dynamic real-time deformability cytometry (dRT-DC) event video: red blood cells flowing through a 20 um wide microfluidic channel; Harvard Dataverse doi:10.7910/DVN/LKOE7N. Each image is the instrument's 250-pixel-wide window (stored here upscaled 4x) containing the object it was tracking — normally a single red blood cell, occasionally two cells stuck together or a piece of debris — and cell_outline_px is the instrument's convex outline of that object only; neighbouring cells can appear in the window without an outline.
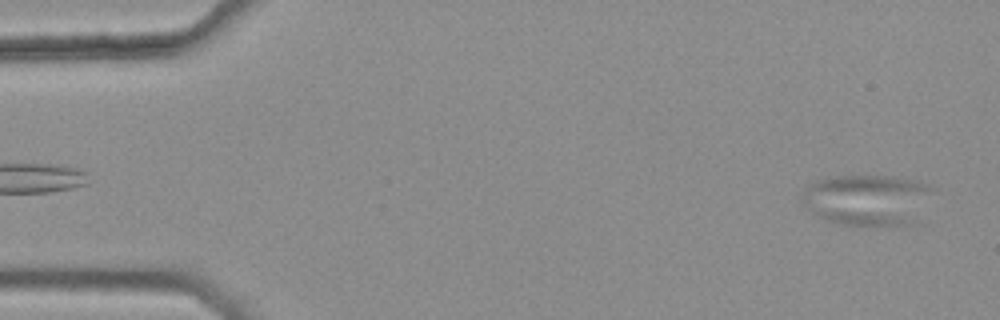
{"species": "common noctule bat (a hibernating species)", "species_latin": "Nyctalus noctula", "temperature_condition": "warm", "stored_images_in_passage": 6, "camera_frame_rate_fps": 3000, "um_per_image_px": 0.085, "animal": {"sex": "female", "body_mass_g": 25.1}, "frame": {"image": 1, "passage_image": 6, "time_ms": 1.667, "image_size_px": [1000, 320], "cell_outline_px": [[936, 188], [916, 224], [844, 224], [824, 220], [816, 216], [800, 204], [800, 196], [804, 184], [816, 180], [836, 176], [892, 176], [916, 180]], "centroid_in_image_um": [73.68, 16.96], "position_along_channel_um": 11.3, "area_um2": 39.59}}